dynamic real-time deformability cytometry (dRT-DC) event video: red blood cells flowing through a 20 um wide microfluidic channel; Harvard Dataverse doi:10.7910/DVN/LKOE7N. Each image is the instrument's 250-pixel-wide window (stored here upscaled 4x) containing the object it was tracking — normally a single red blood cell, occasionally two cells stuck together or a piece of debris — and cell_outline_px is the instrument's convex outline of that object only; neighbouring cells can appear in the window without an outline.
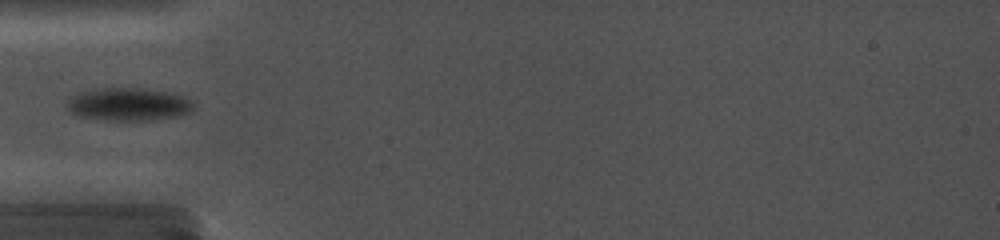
{"species": "common noctule bat (a hibernating species)", "species_latin": "Nyctalus noctula", "temperature_condition": "cold", "stored_images_in_passage": 14, "camera_frame_rate_fps": 5000, "um_per_image_px": 0.085, "animal": {"sex": "female", "body_mass_g": 19.0, "forearm_length_mm": 56.7}, "frame": {"image": 1, "passage_image": 1, "time_ms": 0.0, "image_size_px": [1000, 240], "cell_outline_px": [[192, 112], [176, 116], [148, 120], [108, 120], [80, 116], [72, 112], [68, 108], [64, 100], [80, 92], [96, 88], [144, 88], [172, 92], [184, 96], [192, 104]], "centroid_in_image_um": [10.9, 8.85], "position_along_channel_um": 74.1, "area_um2": 24.22}}
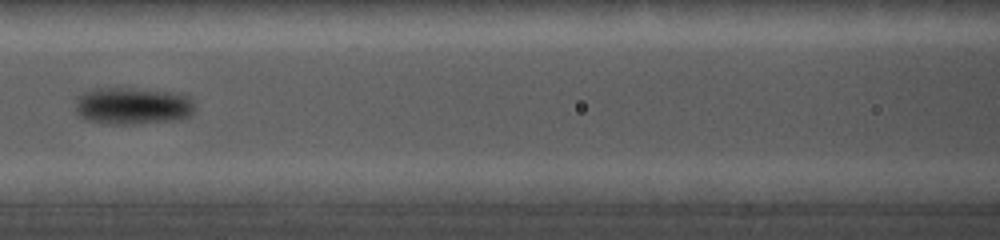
{"frame": {"image": 2, "passage_image": 3, "time_ms": 2.2, "image_size_px": [1000, 240], "cell_outline_px": [[196, 108], [192, 116], [172, 120], [132, 124], [108, 124], [84, 120], [76, 112], [76, 96], [80, 92], [92, 88], [132, 88], [172, 92], [192, 96]], "centroid_in_image_um": [11.27, 8.99], "position_along_channel_um": 155.3, "area_um2": 26.41}}
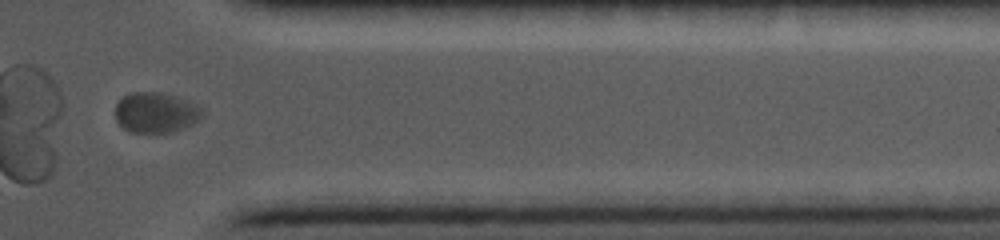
{"frame": {"image": 3, "passage_image": 12, "time_ms": 8.8, "image_size_px": [1000, 240], "cell_outline_px": [[200, 116], [196, 120], [188, 124], [168, 132], [132, 132], [124, 128], [116, 120], [116, 104], [128, 92], [164, 92], [176, 96], [196, 104], [200, 108]], "centroid_in_image_um": [13.17, 9.53], "position_along_channel_um": 398.2, "area_um2": 19.88}}